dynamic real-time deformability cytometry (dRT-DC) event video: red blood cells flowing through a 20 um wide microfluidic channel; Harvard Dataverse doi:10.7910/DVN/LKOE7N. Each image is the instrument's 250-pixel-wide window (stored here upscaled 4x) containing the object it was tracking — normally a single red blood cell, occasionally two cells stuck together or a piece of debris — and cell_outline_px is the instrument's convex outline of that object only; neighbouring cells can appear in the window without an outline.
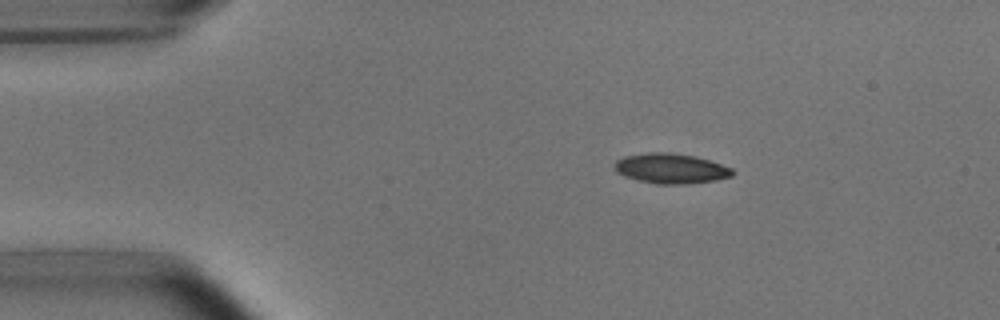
{"species": "common noctule bat (a hibernating species)", "species_latin": "Nyctalus noctula", "temperature_condition": "room temperature", "stored_images_in_passage": 5, "camera_frame_rate_fps": 3000, "um_per_image_px": 0.085, "animal": {"sex": "male", "body_mass_g": 15.6}, "frame": {"image": 1, "passage_image": 2, "time_ms": 2.0, "image_size_px": [1000, 320], "cell_outline_px": [[736, 172], [732, 176], [716, 180], [688, 184], [656, 184], [636, 180], [624, 176], [616, 172], [616, 160], [624, 156], [648, 152], [668, 152], [696, 156], [732, 168]], "centroid_in_image_um": [57.03, 14.32], "position_along_channel_um": 28.0, "area_um2": 20.75}}
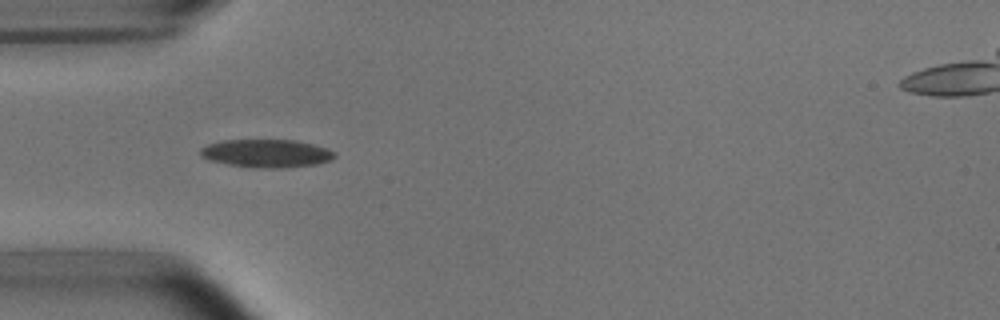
{"frame": {"image": 2, "passage_image": 4, "time_ms": 4.333, "image_size_px": [1000, 320], "cell_outline_px": [[336, 156], [332, 160], [320, 164], [288, 168], [264, 168], [228, 164], [208, 160], [200, 156], [200, 148], [208, 144], [224, 140], [296, 140], [328, 148], [336, 152]], "centroid_in_image_um": [22.7, 13.04], "position_along_channel_um": 62.3, "area_um2": 22.2}}